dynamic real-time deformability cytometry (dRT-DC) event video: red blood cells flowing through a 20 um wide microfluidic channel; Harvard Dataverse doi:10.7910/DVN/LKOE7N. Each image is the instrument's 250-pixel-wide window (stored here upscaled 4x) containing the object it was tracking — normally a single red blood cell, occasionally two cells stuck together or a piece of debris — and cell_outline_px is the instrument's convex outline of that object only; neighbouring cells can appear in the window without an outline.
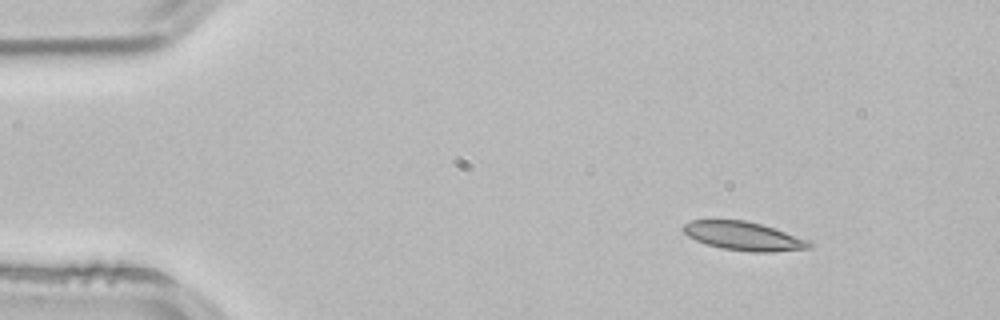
{"species": "common noctule bat (a hibernating species)", "species_latin": "Nyctalus noctula", "temperature_condition": "room temperature", "stored_images_in_passage": 2, "camera_frame_rate_fps": 3000, "um_per_image_px": 0.085, "animal": {"sex": "male", "body_mass_g": 21.5, "forearm_length_mm": 52.0}, "frame": {"image": 1, "passage_image": 1, "time_ms": 0.0, "image_size_px": [1000, 320], "cell_outline_px": [[812, 244], [808, 248], [772, 252], [752, 252], [720, 248], [696, 240], [688, 236], [680, 228], [684, 224], [692, 220], [744, 220], [760, 224], [812, 240]], "centroid_in_image_um": [63.21, 20.07], "position_along_channel_um": 21.8, "area_um2": 20.98}}
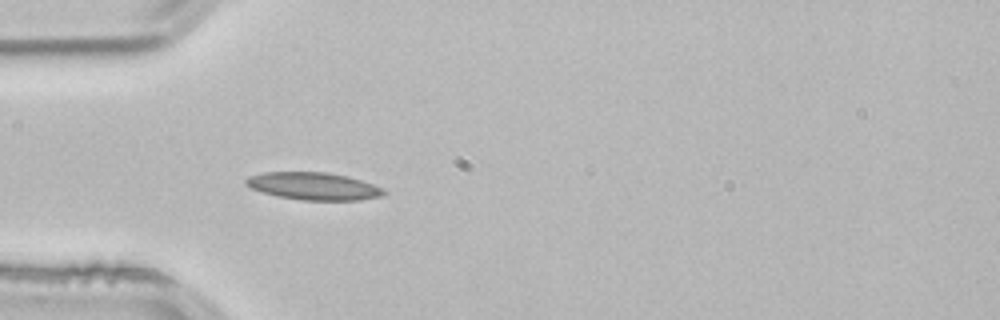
{"frame": {"image": 2, "passage_image": 2, "time_ms": 0.333, "image_size_px": [1000, 320], "cell_outline_px": [[388, 192], [380, 196], [360, 200], [300, 200], [276, 196], [252, 188], [244, 184], [244, 180], [248, 176], [264, 172], [328, 172], [348, 176], [384, 188]], "centroid_in_image_um": [26.65, 15.82], "position_along_channel_um": 58.4, "area_um2": 22.14}}